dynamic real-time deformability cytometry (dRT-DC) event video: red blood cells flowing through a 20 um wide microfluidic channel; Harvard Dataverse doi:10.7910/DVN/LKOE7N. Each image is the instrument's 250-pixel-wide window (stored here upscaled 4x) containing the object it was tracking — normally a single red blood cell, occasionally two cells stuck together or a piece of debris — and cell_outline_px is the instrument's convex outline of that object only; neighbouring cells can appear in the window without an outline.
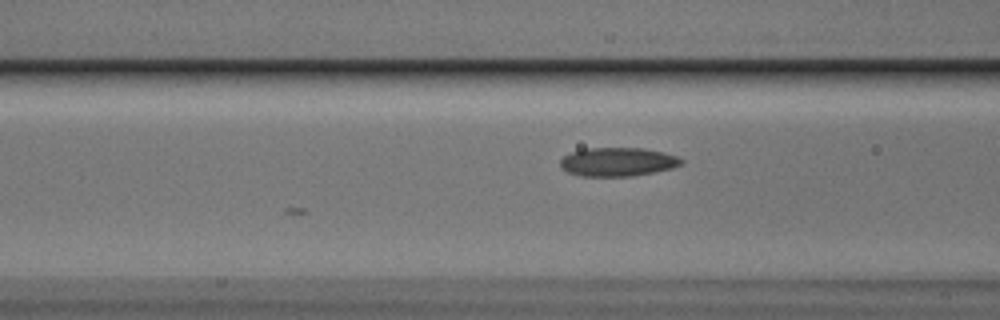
{"species": "Egyptian fruit bat (a non-hibernating species)", "species_latin": "Rousettus aegyptiacus", "temperature_condition": "cold", "stored_images_in_passage": 6, "camera_frame_rate_fps": 3000, "um_per_image_px": 0.085, "animal": {"sex": "male"}, "frame": {"image": 1, "passage_image": 4, "time_ms": 1.0, "image_size_px": [1000, 320], "cell_outline_px": [[684, 160], [680, 164], [672, 168], [632, 176], [584, 176], [568, 172], [560, 164], [560, 160], [564, 156], [572, 152], [584, 148], [644, 148], [664, 152], [676, 156]], "centroid_in_image_um": [52.51, 13.75], "position_along_channel_um": 114.1, "area_um2": 20.06}}